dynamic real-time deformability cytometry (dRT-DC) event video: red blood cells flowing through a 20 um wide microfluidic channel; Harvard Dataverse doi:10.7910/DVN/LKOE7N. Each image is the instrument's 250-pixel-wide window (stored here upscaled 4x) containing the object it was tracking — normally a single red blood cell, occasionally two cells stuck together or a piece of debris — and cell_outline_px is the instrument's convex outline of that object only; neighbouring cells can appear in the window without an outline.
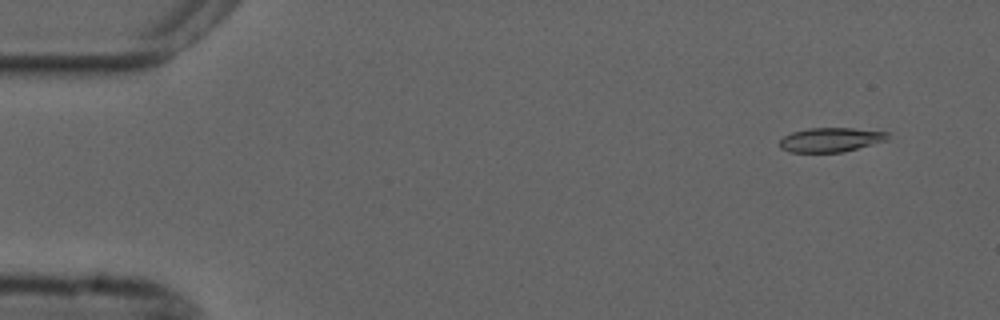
{"species": "common noctule bat (a hibernating species)", "species_latin": "Nyctalus noctula", "temperature_condition": "cold", "stored_images_in_passage": 54, "camera_frame_rate_fps": 3000, "um_per_image_px": 0.085, "animal": {"sex": "male", "forearm_length_mm": 52.5}, "frame": {"image": 1, "passage_image": 4, "time_ms": 1.0, "image_size_px": [1000, 320], "cell_outline_px": [[888, 140], [844, 152], [792, 152], [780, 148], [780, 140], [784, 136], [792, 132], [808, 128], [852, 128], [888, 132]], "centroid_in_image_um": [70.62, 11.88], "position_along_channel_um": 14.4, "area_um2": 15.26}}
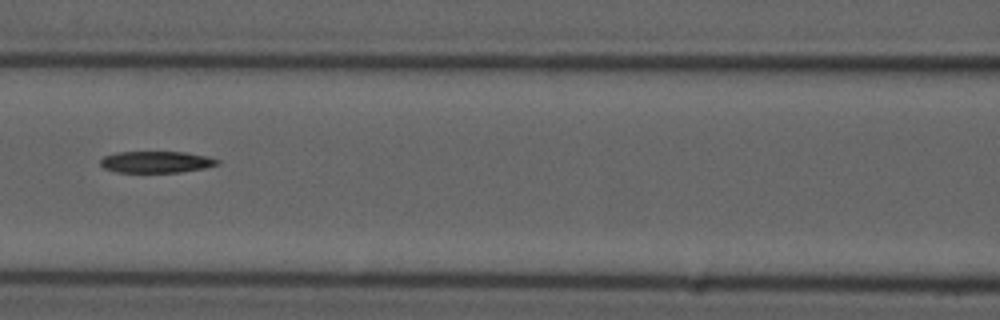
{"frame": {"image": 2, "passage_image": 24, "time_ms": 7.667, "image_size_px": [1000, 320], "cell_outline_px": [[220, 164], [204, 168], [180, 172], [116, 172], [104, 168], [100, 164], [100, 160], [104, 156], [116, 152], [184, 152], [208, 156], [220, 160]], "centroid_in_image_um": [13.29, 13.76], "position_along_channel_um": 153.3, "area_um2": 14.74}}
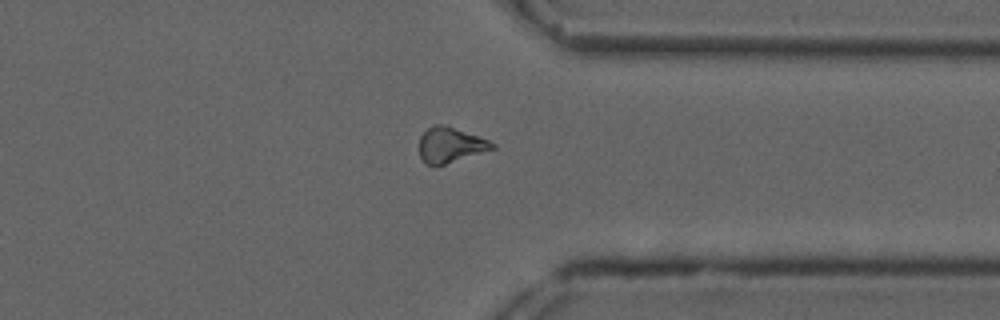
{"frame": {"image": 3, "passage_image": 42, "time_ms": 13.667, "image_size_px": [1000, 320], "cell_outline_px": [[496, 148], [444, 164], [424, 164], [420, 156], [420, 136], [428, 128], [436, 124], [440, 124], [488, 140], [496, 144]], "centroid_in_image_um": [38.26, 12.33], "position_along_channel_um": 373.1, "area_um2": 14.45}}